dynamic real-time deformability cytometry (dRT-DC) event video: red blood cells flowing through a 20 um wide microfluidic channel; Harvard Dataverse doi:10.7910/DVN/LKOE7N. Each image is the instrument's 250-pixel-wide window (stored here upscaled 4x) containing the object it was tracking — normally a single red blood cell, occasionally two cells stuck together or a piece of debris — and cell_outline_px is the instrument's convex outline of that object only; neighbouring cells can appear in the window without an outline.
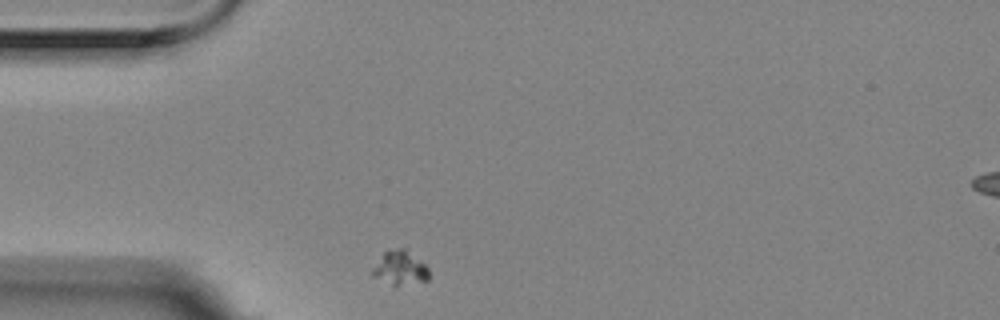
{"species": "Egyptian fruit bat (a non-hibernating species)", "species_latin": "Rousettus aegyptiacus", "temperature_condition": "room temperature", "stored_images_in_passage": 3, "camera_frame_rate_fps": 3000, "um_per_image_px": 0.085, "animal": {"sex": "female"}, "frame": {"image": 1, "passage_image": 1, "time_ms": 0.0, "image_size_px": [1000, 320], "cell_outline_px": [[428, 280], [396, 284], [392, 284], [372, 276], [372, 268], [384, 252], [400, 248], [404, 248], [424, 264], [428, 268]], "centroid_in_image_um": [33.98, 22.76], "position_along_channel_um": 51.0, "area_um2": 10.58}}
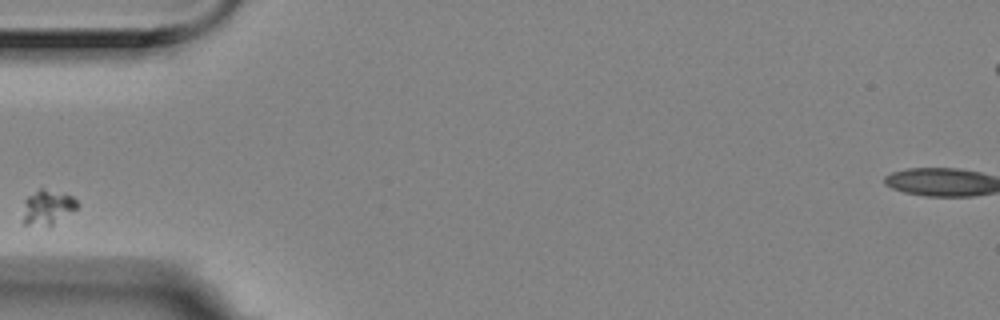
{"frame": {"image": 2, "passage_image": 2, "time_ms": 0.333, "image_size_px": [1000, 320], "cell_outline_px": [[80, 204], [76, 208], [52, 224], [24, 224], [24, 200], [28, 196], [40, 188], [44, 188], [72, 196]], "centroid_in_image_um": [4.04, 17.57], "position_along_channel_um": 81.0, "area_um2": 10.52}}